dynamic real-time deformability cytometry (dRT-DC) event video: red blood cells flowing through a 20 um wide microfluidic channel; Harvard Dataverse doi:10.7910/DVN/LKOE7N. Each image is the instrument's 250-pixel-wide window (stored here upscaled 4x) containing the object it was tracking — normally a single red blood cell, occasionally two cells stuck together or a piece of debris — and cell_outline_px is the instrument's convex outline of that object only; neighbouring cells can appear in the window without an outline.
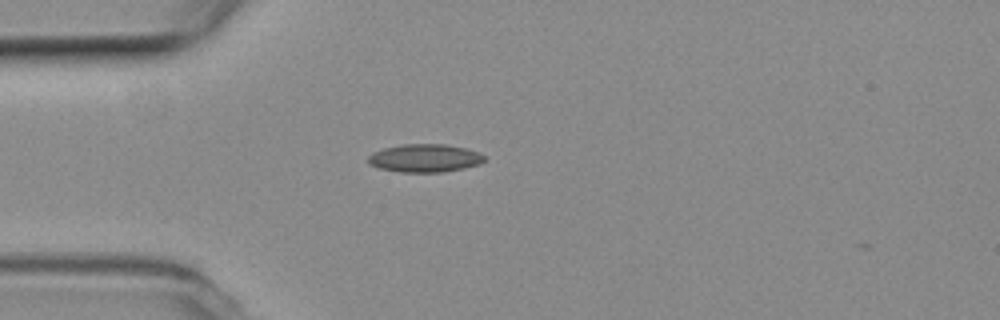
{"species": "common noctule bat (a hibernating species)", "species_latin": "Nyctalus noctula", "temperature_condition": "room temperature", "stored_images_in_passage": 33, "camera_frame_rate_fps": 3000, "um_per_image_px": 0.085, "animal": {"sex": "female", "body_mass_g": 19.3, "forearm_length_mm": 54.1}, "frame": {"image": 1, "passage_image": 2, "time_ms": 0.333, "image_size_px": [1000, 320], "cell_outline_px": [[484, 160], [480, 164], [464, 168], [444, 172], [400, 172], [380, 168], [368, 164], [368, 156], [372, 152], [384, 148], [404, 144], [444, 144], [464, 148], [476, 152], [484, 156]], "centroid_in_image_um": [36.07, 13.44], "position_along_channel_um": 48.9, "area_um2": 18.9}}
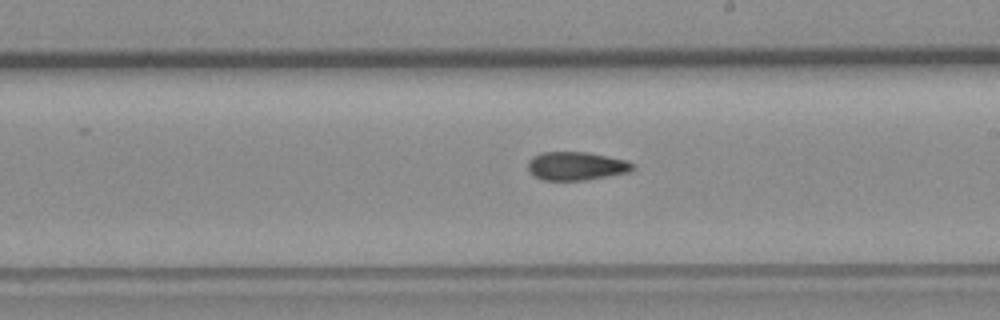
{"frame": {"image": 2, "passage_image": 18, "time_ms": 5.667, "image_size_px": [1000, 320], "cell_outline_px": [[636, 168], [628, 172], [608, 176], [584, 180], [544, 180], [536, 176], [528, 168], [528, 160], [532, 156], [544, 152], [588, 152], [628, 160], [636, 164]], "centroid_in_image_um": [49.04, 14.1], "position_along_channel_um": 240.0, "area_um2": 17.4}}
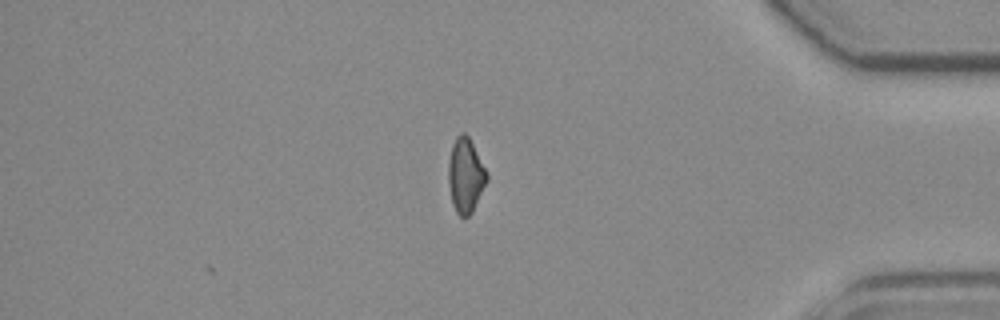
{"frame": {"image": 3, "passage_image": 33, "time_ms": 10.667, "image_size_px": [1000, 320], "cell_outline_px": [[488, 180], [472, 212], [468, 216], [460, 216], [456, 212], [452, 204], [448, 184], [448, 164], [452, 144], [456, 136], [460, 132], [464, 132], [468, 136], [488, 172]], "centroid_in_image_um": [39.57, 14.9], "position_along_channel_um": 395.6, "area_um2": 16.82}, "authors_computed_cell_mechanics": {"area_um2": 17.3978, "velocity_mm_per_s": 3.7995, "shape_relaxation_time_tau1_ms": null, "shape_relaxation_time_tau2_ms": 6.0588, "deformation_change_tau1": null, "deformation_change_tau2": 0.1274}}